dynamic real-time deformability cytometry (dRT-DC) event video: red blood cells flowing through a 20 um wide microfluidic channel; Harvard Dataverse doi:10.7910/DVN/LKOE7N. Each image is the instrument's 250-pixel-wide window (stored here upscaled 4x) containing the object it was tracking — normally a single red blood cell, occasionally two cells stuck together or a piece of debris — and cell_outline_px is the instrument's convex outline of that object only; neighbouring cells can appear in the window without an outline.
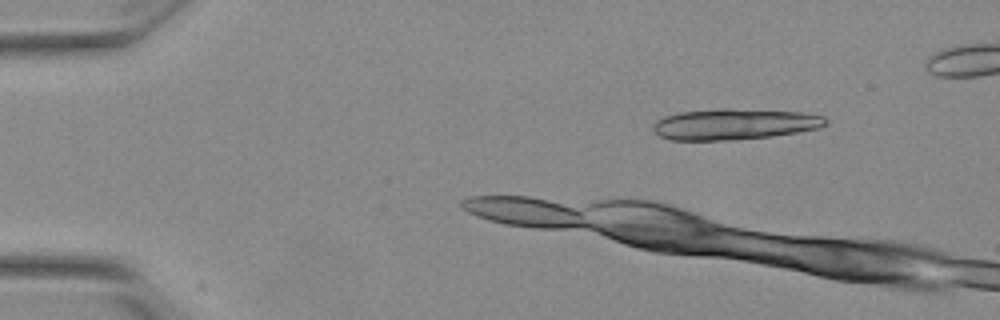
{"species": "Egyptian fruit bat (a non-hibernating species)", "species_latin": "Rousettus aegyptiacus", "temperature_condition": "warm", "stored_images_in_passage": 7, "camera_frame_rate_fps": 3000, "um_per_image_px": 0.085, "animal": {"sex": "female"}, "frame": {"image": 1, "passage_image": 3, "time_ms": 0.667, "image_size_px": [1000, 320], "cell_outline_px": [[828, 124], [820, 128], [772, 136], [732, 140], [668, 140], [660, 136], [652, 128], [652, 124], [656, 120], [664, 116], [680, 112], [720, 108], [728, 108], [804, 112], [824, 116], [828, 120]], "centroid_in_image_um": [62.43, 10.55], "position_along_channel_um": 22.6, "area_um2": 31.44}}